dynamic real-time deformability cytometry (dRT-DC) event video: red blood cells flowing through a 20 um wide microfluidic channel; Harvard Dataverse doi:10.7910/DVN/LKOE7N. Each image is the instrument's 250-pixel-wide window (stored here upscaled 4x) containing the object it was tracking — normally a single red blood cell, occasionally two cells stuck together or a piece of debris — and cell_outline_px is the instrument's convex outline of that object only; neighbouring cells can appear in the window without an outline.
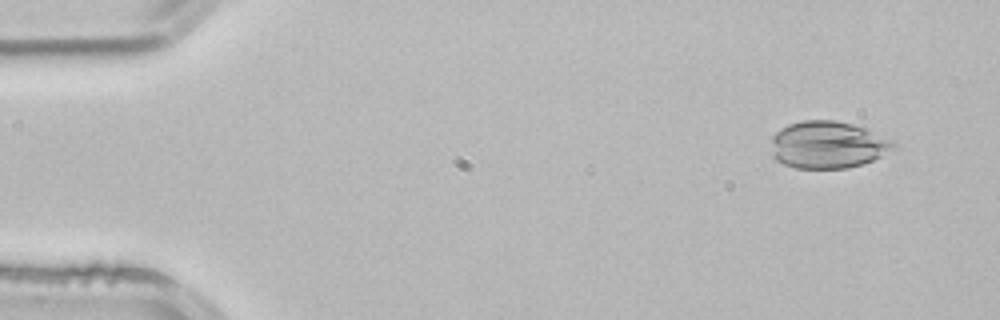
{"species": "common noctule bat (a hibernating species)", "species_latin": "Nyctalus noctula", "temperature_condition": "room temperature", "stored_images_in_passage": 53, "camera_frame_rate_fps": 3000, "um_per_image_px": 0.085, "animal": {"sex": "male", "body_mass_g": 21.5, "forearm_length_mm": 52.0}, "frame": {"image": 1, "passage_image": 4, "time_ms": 1.0, "image_size_px": [1000, 320], "cell_outline_px": [[900, 148], [872, 160], [848, 168], [796, 168], [784, 164], [776, 160], [772, 156], [772, 136], [780, 128], [788, 124], [800, 120], [836, 120], [868, 128], [892, 140]], "centroid_in_image_um": [70.39, 12.29], "position_along_channel_um": 14.6, "area_um2": 34.1}}
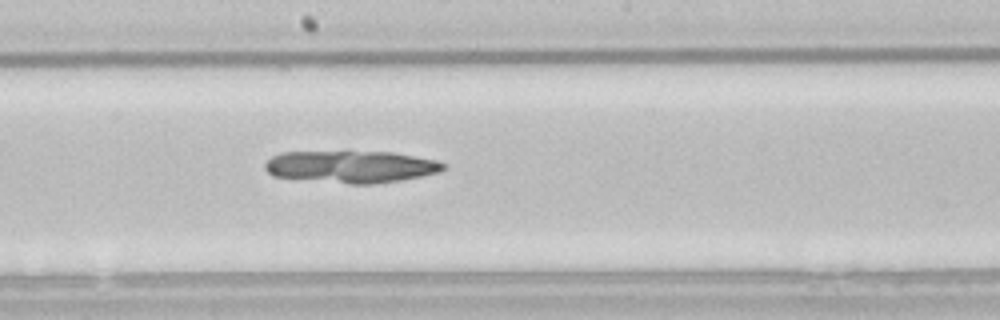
{"frame": {"image": 2, "passage_image": 28, "time_ms": 9.0, "image_size_px": [1000, 320], "cell_outline_px": [[448, 168], [440, 172], [400, 180], [376, 184], [348, 184], [272, 176], [264, 168], [264, 164], [272, 156], [280, 152], [392, 152], [436, 160], [444, 164]], "centroid_in_image_um": [29.83, 14.17], "position_along_channel_um": 218.4, "area_um2": 33.35}}
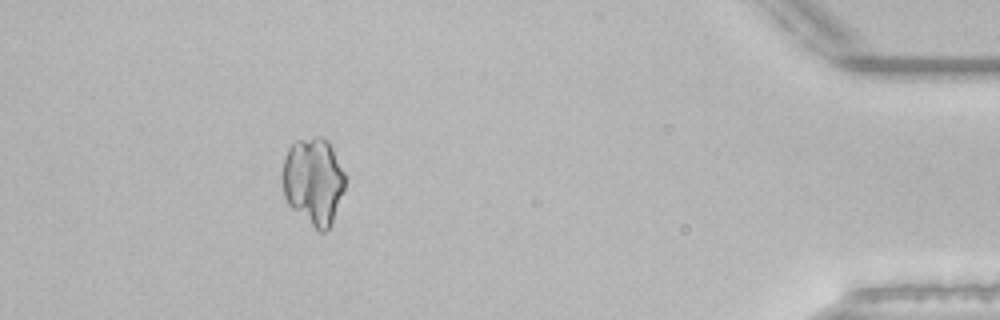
{"frame": {"image": 3, "passage_image": 47, "time_ms": 15.333, "image_size_px": [1000, 320], "cell_outline_px": [[344, 188], [332, 224], [324, 232], [320, 232], [292, 208], [288, 204], [284, 196], [280, 176], [284, 156], [288, 148], [296, 140], [316, 136], [320, 136], [328, 140], [344, 172]], "centroid_in_image_um": [26.6, 15.37], "position_along_channel_um": 408.6, "area_um2": 31.96}}